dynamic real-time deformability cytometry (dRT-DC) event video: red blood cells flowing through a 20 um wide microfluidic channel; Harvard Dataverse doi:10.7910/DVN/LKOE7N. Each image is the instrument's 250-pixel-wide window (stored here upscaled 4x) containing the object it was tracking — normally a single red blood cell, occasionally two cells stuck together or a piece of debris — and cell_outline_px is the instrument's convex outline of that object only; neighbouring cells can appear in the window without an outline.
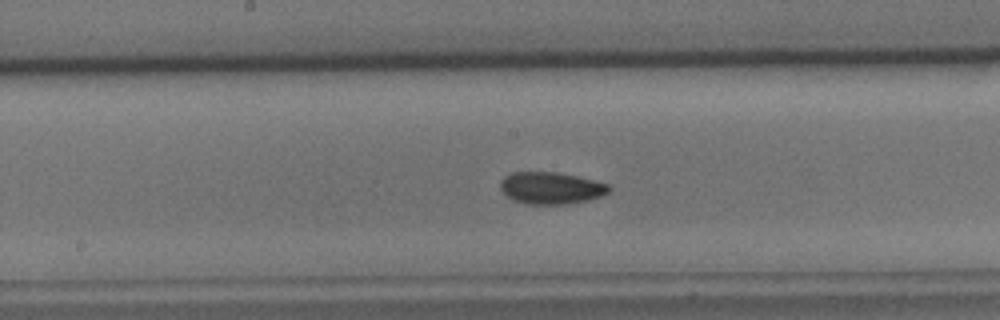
{"species": "common noctule bat (a hibernating species)", "species_latin": "Nyctalus noctula", "temperature_condition": "cold", "stored_images_in_passage": 58, "camera_frame_rate_fps": 3000, "um_per_image_px": 0.085, "animal": {"sex": "male", "body_mass_g": 15.6}, "frame": {"image": 1, "passage_image": 30, "time_ms": 9.667, "image_size_px": [1000, 320], "cell_outline_px": [[612, 188], [608, 192], [600, 196], [588, 200], [568, 204], [524, 204], [512, 200], [500, 188], [500, 180], [504, 176], [512, 172], [556, 172], [576, 176], [608, 184]], "centroid_in_image_um": [46.81, 15.98], "position_along_channel_um": 201.4, "area_um2": 20.23}}
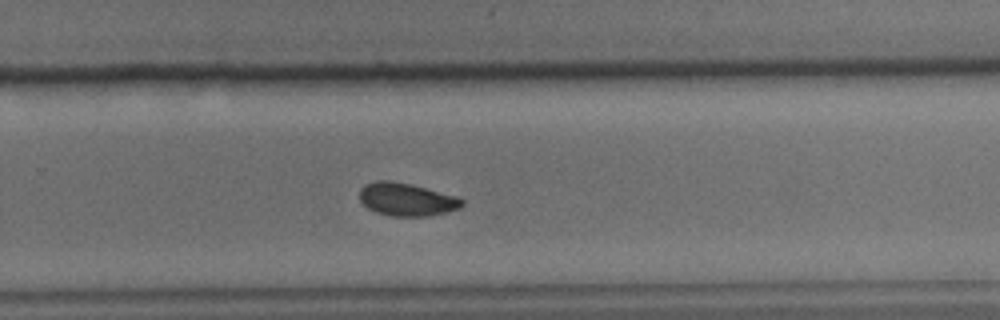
{"frame": {"image": 2, "passage_image": 38, "time_ms": 12.333, "image_size_px": [1000, 320], "cell_outline_px": [[464, 204], [460, 208], [448, 212], [428, 216], [392, 216], [376, 212], [368, 208], [360, 200], [360, 188], [364, 184], [376, 180], [392, 180], [412, 184], [456, 196], [464, 200]], "centroid_in_image_um": [34.56, 16.94], "position_along_channel_um": 295.2, "area_um2": 19.83}}
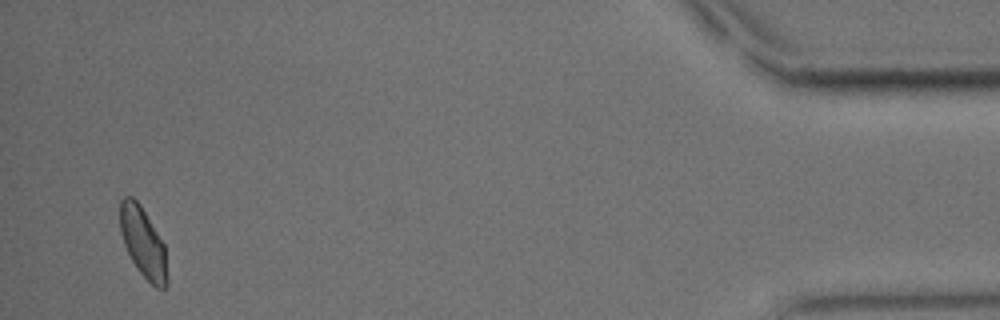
{"frame": {"image": 3, "passage_image": 55, "time_ms": 18.0, "image_size_px": [1000, 320], "cell_outline_px": [[168, 284], [164, 288], [156, 288], [140, 272], [132, 260], [124, 244], [120, 232], [120, 200], [124, 196], [132, 196], [140, 204], [164, 244], [168, 280]], "centroid_in_image_um": [12.16, 20.6], "position_along_channel_um": 423.0, "area_um2": 19.07}}